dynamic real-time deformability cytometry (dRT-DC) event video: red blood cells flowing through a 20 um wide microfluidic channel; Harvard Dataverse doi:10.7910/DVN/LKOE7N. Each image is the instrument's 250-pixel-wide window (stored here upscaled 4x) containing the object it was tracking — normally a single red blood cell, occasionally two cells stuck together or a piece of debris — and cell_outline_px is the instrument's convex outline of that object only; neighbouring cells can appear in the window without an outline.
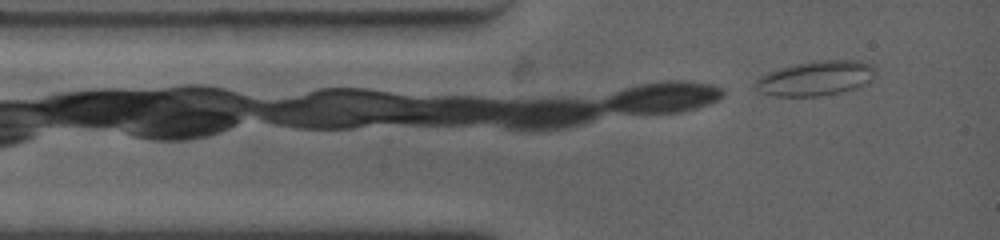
{"species": "common noctule bat (a hibernating species)", "species_latin": "Nyctalus noctula", "temperature_condition": "warm", "stored_images_in_passage": 7, "camera_frame_rate_fps": 4500, "um_per_image_px": 0.085, "animal": {"sex": "female", "body_mass_g": 19.0, "forearm_length_mm": 53.3}, "frame": {"image": 1, "passage_image": 1, "time_ms": 0.0, "image_size_px": [1000, 240], "cell_outline_px": [[876, 68], [872, 80], [856, 88], [820, 96], [772, 96], [760, 92], [752, 88], [756, 80], [760, 76], [768, 72], [780, 68], [796, 64], [816, 60], [860, 60], [872, 64]], "centroid_in_image_um": [69.32, 6.65], "position_along_channel_um": 15.7, "area_um2": 24.45}}
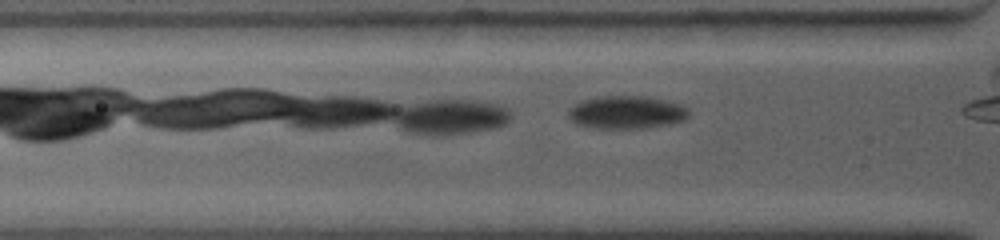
{"frame": {"image": 2, "passage_image": 6, "time_ms": 1.333, "image_size_px": [1000, 240], "cell_outline_px": [[688, 116], [684, 120], [668, 124], [644, 128], [596, 128], [576, 124], [568, 116], [568, 108], [580, 100], [596, 96], [640, 96], [664, 100], [680, 104], [688, 108]], "centroid_in_image_um": [53.2, 9.54], "position_along_channel_um": 72.6, "area_um2": 23.12}}